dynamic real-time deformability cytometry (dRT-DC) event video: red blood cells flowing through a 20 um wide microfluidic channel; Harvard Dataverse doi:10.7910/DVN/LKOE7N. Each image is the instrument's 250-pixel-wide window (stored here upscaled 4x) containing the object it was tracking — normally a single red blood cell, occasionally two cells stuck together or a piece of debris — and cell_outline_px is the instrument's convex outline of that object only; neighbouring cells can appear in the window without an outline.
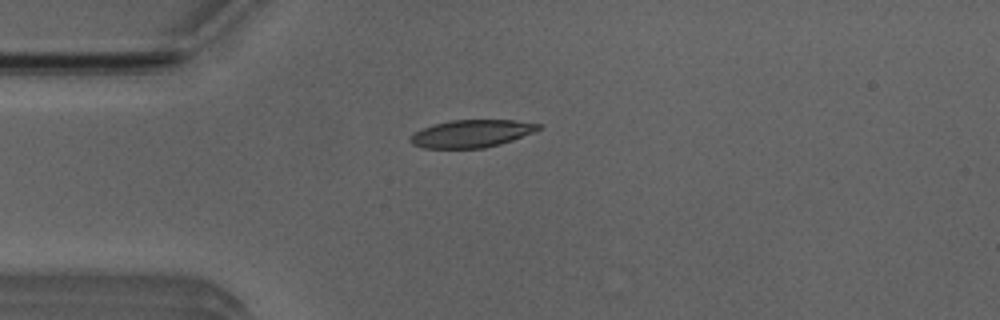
{"species": "Egyptian fruit bat (a non-hibernating species)", "species_latin": "Rousettus aegyptiacus", "temperature_condition": "room temperature", "stored_images_in_passage": 43, "camera_frame_rate_fps": 3000, "um_per_image_px": 0.085, "animal": {"sex": "male"}, "frame": {"image": 1, "passage_image": 4, "time_ms": 1.0, "image_size_px": [1000, 320], "cell_outline_px": [[540, 128], [532, 132], [512, 140], [500, 144], [484, 148], [424, 148], [412, 144], [408, 140], [408, 136], [432, 124], [448, 120], [516, 120], [540, 124]], "centroid_in_image_um": [40.02, 11.35], "position_along_channel_um": 45.0, "area_um2": 20.52}}
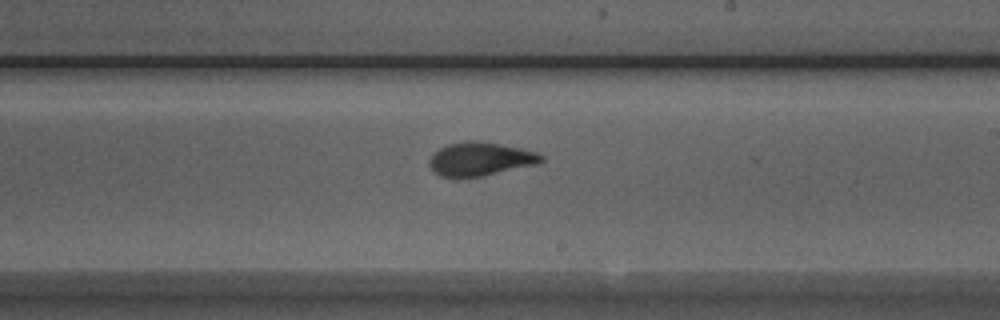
{"frame": {"image": 2, "passage_image": 21, "time_ms": 6.667, "image_size_px": [1000, 320], "cell_outline_px": [[544, 160], [540, 164], [484, 176], [440, 176], [428, 164], [428, 160], [440, 148], [448, 144], [500, 144], [520, 148], [536, 152], [544, 156]], "centroid_in_image_um": [40.91, 13.56], "position_along_channel_um": 248.1, "area_um2": 20.92}}
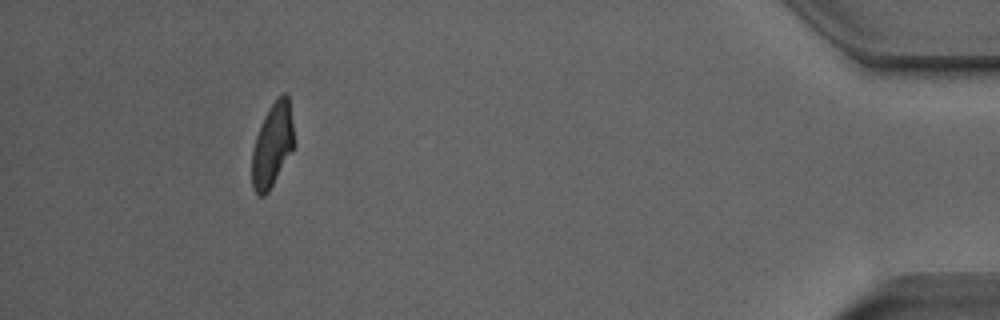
{"frame": {"image": 3, "passage_image": 39, "time_ms": 12.667, "image_size_px": [1000, 320], "cell_outline_px": [[296, 144], [268, 192], [264, 196], [256, 196], [252, 188], [252, 148], [256, 136], [264, 116], [268, 108], [284, 92], [288, 96]], "centroid_in_image_um": [23.15, 12.36], "position_along_channel_um": 412.1, "area_um2": 20.63}, "authors_computed_cell_mechanics": {"area_um2": 21.5016, "velocity_mm_per_s": 3.8629, "shape_relaxation_time_tau1_ms": 4.1174, "shape_relaxation_time_tau2_ms": 0.8046, "deformation_change_tau1": 0.1534, "deformation_change_tau2": 0.0604}}